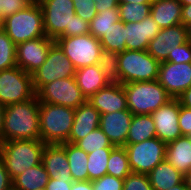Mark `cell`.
Returning <instances> with one entry per match:
<instances>
[{
	"mask_svg": "<svg viewBox=\"0 0 191 190\" xmlns=\"http://www.w3.org/2000/svg\"><path fill=\"white\" fill-rule=\"evenodd\" d=\"M111 62L112 81L129 82L155 81L160 62L147 50H124L116 54Z\"/></svg>",
	"mask_w": 191,
	"mask_h": 190,
	"instance_id": "1",
	"label": "cell"
},
{
	"mask_svg": "<svg viewBox=\"0 0 191 190\" xmlns=\"http://www.w3.org/2000/svg\"><path fill=\"white\" fill-rule=\"evenodd\" d=\"M40 139L39 101L35 95L28 101L5 106L3 141Z\"/></svg>",
	"mask_w": 191,
	"mask_h": 190,
	"instance_id": "2",
	"label": "cell"
},
{
	"mask_svg": "<svg viewBox=\"0 0 191 190\" xmlns=\"http://www.w3.org/2000/svg\"><path fill=\"white\" fill-rule=\"evenodd\" d=\"M45 146L41 139L3 141L0 144V157L11 179L13 180L26 169L42 163Z\"/></svg>",
	"mask_w": 191,
	"mask_h": 190,
	"instance_id": "3",
	"label": "cell"
},
{
	"mask_svg": "<svg viewBox=\"0 0 191 190\" xmlns=\"http://www.w3.org/2000/svg\"><path fill=\"white\" fill-rule=\"evenodd\" d=\"M75 109L39 102L40 139L45 144H63L68 141Z\"/></svg>",
	"mask_w": 191,
	"mask_h": 190,
	"instance_id": "4",
	"label": "cell"
},
{
	"mask_svg": "<svg viewBox=\"0 0 191 190\" xmlns=\"http://www.w3.org/2000/svg\"><path fill=\"white\" fill-rule=\"evenodd\" d=\"M127 108L133 115L152 114L172 99L157 81L129 82L122 84Z\"/></svg>",
	"mask_w": 191,
	"mask_h": 190,
	"instance_id": "5",
	"label": "cell"
},
{
	"mask_svg": "<svg viewBox=\"0 0 191 190\" xmlns=\"http://www.w3.org/2000/svg\"><path fill=\"white\" fill-rule=\"evenodd\" d=\"M3 31L16 45L45 37L43 13L38 1H34L23 10L4 18Z\"/></svg>",
	"mask_w": 191,
	"mask_h": 190,
	"instance_id": "6",
	"label": "cell"
},
{
	"mask_svg": "<svg viewBox=\"0 0 191 190\" xmlns=\"http://www.w3.org/2000/svg\"><path fill=\"white\" fill-rule=\"evenodd\" d=\"M55 43L76 69L101 63H111L105 56L100 40L90 33L72 37H59Z\"/></svg>",
	"mask_w": 191,
	"mask_h": 190,
	"instance_id": "7",
	"label": "cell"
},
{
	"mask_svg": "<svg viewBox=\"0 0 191 190\" xmlns=\"http://www.w3.org/2000/svg\"><path fill=\"white\" fill-rule=\"evenodd\" d=\"M35 95L32 74L18 66L0 71V103L3 106L28 101Z\"/></svg>",
	"mask_w": 191,
	"mask_h": 190,
	"instance_id": "8",
	"label": "cell"
},
{
	"mask_svg": "<svg viewBox=\"0 0 191 190\" xmlns=\"http://www.w3.org/2000/svg\"><path fill=\"white\" fill-rule=\"evenodd\" d=\"M76 70L61 48L54 43L45 62L32 73L33 89L36 93L42 86L55 80L75 77Z\"/></svg>",
	"mask_w": 191,
	"mask_h": 190,
	"instance_id": "9",
	"label": "cell"
},
{
	"mask_svg": "<svg viewBox=\"0 0 191 190\" xmlns=\"http://www.w3.org/2000/svg\"><path fill=\"white\" fill-rule=\"evenodd\" d=\"M43 13V27L46 37L54 41L63 37L64 30H71L75 14L72 0H37Z\"/></svg>",
	"mask_w": 191,
	"mask_h": 190,
	"instance_id": "10",
	"label": "cell"
},
{
	"mask_svg": "<svg viewBox=\"0 0 191 190\" xmlns=\"http://www.w3.org/2000/svg\"><path fill=\"white\" fill-rule=\"evenodd\" d=\"M166 145L157 137L140 143L126 144L124 148L132 172L148 174L157 164L165 160Z\"/></svg>",
	"mask_w": 191,
	"mask_h": 190,
	"instance_id": "11",
	"label": "cell"
},
{
	"mask_svg": "<svg viewBox=\"0 0 191 190\" xmlns=\"http://www.w3.org/2000/svg\"><path fill=\"white\" fill-rule=\"evenodd\" d=\"M36 96L39 102L62 105L76 109L86 101L75 77L55 80L42 86Z\"/></svg>",
	"mask_w": 191,
	"mask_h": 190,
	"instance_id": "12",
	"label": "cell"
},
{
	"mask_svg": "<svg viewBox=\"0 0 191 190\" xmlns=\"http://www.w3.org/2000/svg\"><path fill=\"white\" fill-rule=\"evenodd\" d=\"M55 43L48 37H39L16 45V65L32 74L46 60L50 47Z\"/></svg>",
	"mask_w": 191,
	"mask_h": 190,
	"instance_id": "13",
	"label": "cell"
},
{
	"mask_svg": "<svg viewBox=\"0 0 191 190\" xmlns=\"http://www.w3.org/2000/svg\"><path fill=\"white\" fill-rule=\"evenodd\" d=\"M157 81L172 98H177L191 87V63H160Z\"/></svg>",
	"mask_w": 191,
	"mask_h": 190,
	"instance_id": "14",
	"label": "cell"
},
{
	"mask_svg": "<svg viewBox=\"0 0 191 190\" xmlns=\"http://www.w3.org/2000/svg\"><path fill=\"white\" fill-rule=\"evenodd\" d=\"M187 27L183 24L161 29L155 38L149 41L147 52L157 61L164 62L169 53H173L177 46L188 42Z\"/></svg>",
	"mask_w": 191,
	"mask_h": 190,
	"instance_id": "15",
	"label": "cell"
},
{
	"mask_svg": "<svg viewBox=\"0 0 191 190\" xmlns=\"http://www.w3.org/2000/svg\"><path fill=\"white\" fill-rule=\"evenodd\" d=\"M179 112L180 103L177 98H172L151 114L155 123L156 137L166 144L182 137L178 120Z\"/></svg>",
	"mask_w": 191,
	"mask_h": 190,
	"instance_id": "16",
	"label": "cell"
},
{
	"mask_svg": "<svg viewBox=\"0 0 191 190\" xmlns=\"http://www.w3.org/2000/svg\"><path fill=\"white\" fill-rule=\"evenodd\" d=\"M75 80L85 99H89L100 89L112 82L111 63H101L78 68Z\"/></svg>",
	"mask_w": 191,
	"mask_h": 190,
	"instance_id": "17",
	"label": "cell"
},
{
	"mask_svg": "<svg viewBox=\"0 0 191 190\" xmlns=\"http://www.w3.org/2000/svg\"><path fill=\"white\" fill-rule=\"evenodd\" d=\"M133 114L128 110L101 114L100 128L114 146L126 145Z\"/></svg>",
	"mask_w": 191,
	"mask_h": 190,
	"instance_id": "18",
	"label": "cell"
},
{
	"mask_svg": "<svg viewBox=\"0 0 191 190\" xmlns=\"http://www.w3.org/2000/svg\"><path fill=\"white\" fill-rule=\"evenodd\" d=\"M87 101L95 107L100 114H107L126 110L127 100L123 85L112 81L106 87L100 89Z\"/></svg>",
	"mask_w": 191,
	"mask_h": 190,
	"instance_id": "19",
	"label": "cell"
},
{
	"mask_svg": "<svg viewBox=\"0 0 191 190\" xmlns=\"http://www.w3.org/2000/svg\"><path fill=\"white\" fill-rule=\"evenodd\" d=\"M125 25L126 50H147L149 41L161 30L151 15L141 22H129Z\"/></svg>",
	"mask_w": 191,
	"mask_h": 190,
	"instance_id": "20",
	"label": "cell"
},
{
	"mask_svg": "<svg viewBox=\"0 0 191 190\" xmlns=\"http://www.w3.org/2000/svg\"><path fill=\"white\" fill-rule=\"evenodd\" d=\"M100 112L87 100L75 109L74 121L67 143L75 144L100 126Z\"/></svg>",
	"mask_w": 191,
	"mask_h": 190,
	"instance_id": "21",
	"label": "cell"
},
{
	"mask_svg": "<svg viewBox=\"0 0 191 190\" xmlns=\"http://www.w3.org/2000/svg\"><path fill=\"white\" fill-rule=\"evenodd\" d=\"M42 163L52 179H73L63 144H46Z\"/></svg>",
	"mask_w": 191,
	"mask_h": 190,
	"instance_id": "22",
	"label": "cell"
},
{
	"mask_svg": "<svg viewBox=\"0 0 191 190\" xmlns=\"http://www.w3.org/2000/svg\"><path fill=\"white\" fill-rule=\"evenodd\" d=\"M182 4L178 0H154L150 15L161 29L182 24Z\"/></svg>",
	"mask_w": 191,
	"mask_h": 190,
	"instance_id": "23",
	"label": "cell"
},
{
	"mask_svg": "<svg viewBox=\"0 0 191 190\" xmlns=\"http://www.w3.org/2000/svg\"><path fill=\"white\" fill-rule=\"evenodd\" d=\"M165 159L183 175L191 170V139L182 136L166 145Z\"/></svg>",
	"mask_w": 191,
	"mask_h": 190,
	"instance_id": "24",
	"label": "cell"
},
{
	"mask_svg": "<svg viewBox=\"0 0 191 190\" xmlns=\"http://www.w3.org/2000/svg\"><path fill=\"white\" fill-rule=\"evenodd\" d=\"M147 176L153 190H167L184 180V175L166 159L157 164Z\"/></svg>",
	"mask_w": 191,
	"mask_h": 190,
	"instance_id": "25",
	"label": "cell"
},
{
	"mask_svg": "<svg viewBox=\"0 0 191 190\" xmlns=\"http://www.w3.org/2000/svg\"><path fill=\"white\" fill-rule=\"evenodd\" d=\"M49 176L43 163L26 169L12 180V186L18 190H36L46 188Z\"/></svg>",
	"mask_w": 191,
	"mask_h": 190,
	"instance_id": "26",
	"label": "cell"
},
{
	"mask_svg": "<svg viewBox=\"0 0 191 190\" xmlns=\"http://www.w3.org/2000/svg\"><path fill=\"white\" fill-rule=\"evenodd\" d=\"M154 137L156 128L151 114L133 115L126 144L140 143Z\"/></svg>",
	"mask_w": 191,
	"mask_h": 190,
	"instance_id": "27",
	"label": "cell"
},
{
	"mask_svg": "<svg viewBox=\"0 0 191 190\" xmlns=\"http://www.w3.org/2000/svg\"><path fill=\"white\" fill-rule=\"evenodd\" d=\"M105 56L110 60L116 54L126 50L125 25L120 20L113 24L100 39Z\"/></svg>",
	"mask_w": 191,
	"mask_h": 190,
	"instance_id": "28",
	"label": "cell"
},
{
	"mask_svg": "<svg viewBox=\"0 0 191 190\" xmlns=\"http://www.w3.org/2000/svg\"><path fill=\"white\" fill-rule=\"evenodd\" d=\"M68 166L74 181H88L87 170L88 154L73 143H64Z\"/></svg>",
	"mask_w": 191,
	"mask_h": 190,
	"instance_id": "29",
	"label": "cell"
},
{
	"mask_svg": "<svg viewBox=\"0 0 191 190\" xmlns=\"http://www.w3.org/2000/svg\"><path fill=\"white\" fill-rule=\"evenodd\" d=\"M118 21H120L119 8L105 9L97 13L89 22V33L100 40L113 27V24Z\"/></svg>",
	"mask_w": 191,
	"mask_h": 190,
	"instance_id": "30",
	"label": "cell"
},
{
	"mask_svg": "<svg viewBox=\"0 0 191 190\" xmlns=\"http://www.w3.org/2000/svg\"><path fill=\"white\" fill-rule=\"evenodd\" d=\"M130 173H132V170L126 149L121 146H116L111 151L107 162V174L125 179Z\"/></svg>",
	"mask_w": 191,
	"mask_h": 190,
	"instance_id": "31",
	"label": "cell"
},
{
	"mask_svg": "<svg viewBox=\"0 0 191 190\" xmlns=\"http://www.w3.org/2000/svg\"><path fill=\"white\" fill-rule=\"evenodd\" d=\"M114 148H101L88 154L87 170L89 180L94 181L107 174V162Z\"/></svg>",
	"mask_w": 191,
	"mask_h": 190,
	"instance_id": "32",
	"label": "cell"
},
{
	"mask_svg": "<svg viewBox=\"0 0 191 190\" xmlns=\"http://www.w3.org/2000/svg\"><path fill=\"white\" fill-rule=\"evenodd\" d=\"M75 145L84 150L87 154L100 150L101 148L116 147L112 145L100 127H97L92 132L88 133L84 138L78 140Z\"/></svg>",
	"mask_w": 191,
	"mask_h": 190,
	"instance_id": "33",
	"label": "cell"
},
{
	"mask_svg": "<svg viewBox=\"0 0 191 190\" xmlns=\"http://www.w3.org/2000/svg\"><path fill=\"white\" fill-rule=\"evenodd\" d=\"M119 16L123 23L141 22L150 15L151 3H119Z\"/></svg>",
	"mask_w": 191,
	"mask_h": 190,
	"instance_id": "34",
	"label": "cell"
},
{
	"mask_svg": "<svg viewBox=\"0 0 191 190\" xmlns=\"http://www.w3.org/2000/svg\"><path fill=\"white\" fill-rule=\"evenodd\" d=\"M16 44L4 32H0V71L15 67Z\"/></svg>",
	"mask_w": 191,
	"mask_h": 190,
	"instance_id": "35",
	"label": "cell"
},
{
	"mask_svg": "<svg viewBox=\"0 0 191 190\" xmlns=\"http://www.w3.org/2000/svg\"><path fill=\"white\" fill-rule=\"evenodd\" d=\"M123 190H153L147 174L130 173L123 183Z\"/></svg>",
	"mask_w": 191,
	"mask_h": 190,
	"instance_id": "36",
	"label": "cell"
},
{
	"mask_svg": "<svg viewBox=\"0 0 191 190\" xmlns=\"http://www.w3.org/2000/svg\"><path fill=\"white\" fill-rule=\"evenodd\" d=\"M75 14L90 22L97 14L94 0H72Z\"/></svg>",
	"mask_w": 191,
	"mask_h": 190,
	"instance_id": "37",
	"label": "cell"
},
{
	"mask_svg": "<svg viewBox=\"0 0 191 190\" xmlns=\"http://www.w3.org/2000/svg\"><path fill=\"white\" fill-rule=\"evenodd\" d=\"M124 179L112 175H104L92 181L93 190H123Z\"/></svg>",
	"mask_w": 191,
	"mask_h": 190,
	"instance_id": "38",
	"label": "cell"
},
{
	"mask_svg": "<svg viewBox=\"0 0 191 190\" xmlns=\"http://www.w3.org/2000/svg\"><path fill=\"white\" fill-rule=\"evenodd\" d=\"M171 63H191V41L177 46L173 53H169L168 59Z\"/></svg>",
	"mask_w": 191,
	"mask_h": 190,
	"instance_id": "39",
	"label": "cell"
},
{
	"mask_svg": "<svg viewBox=\"0 0 191 190\" xmlns=\"http://www.w3.org/2000/svg\"><path fill=\"white\" fill-rule=\"evenodd\" d=\"M89 22L74 14L71 30H64L63 37H72L89 34Z\"/></svg>",
	"mask_w": 191,
	"mask_h": 190,
	"instance_id": "40",
	"label": "cell"
},
{
	"mask_svg": "<svg viewBox=\"0 0 191 190\" xmlns=\"http://www.w3.org/2000/svg\"><path fill=\"white\" fill-rule=\"evenodd\" d=\"M31 0H3L2 20L31 4Z\"/></svg>",
	"mask_w": 191,
	"mask_h": 190,
	"instance_id": "41",
	"label": "cell"
},
{
	"mask_svg": "<svg viewBox=\"0 0 191 190\" xmlns=\"http://www.w3.org/2000/svg\"><path fill=\"white\" fill-rule=\"evenodd\" d=\"M178 120L182 136H188L191 133V108L180 105Z\"/></svg>",
	"mask_w": 191,
	"mask_h": 190,
	"instance_id": "42",
	"label": "cell"
},
{
	"mask_svg": "<svg viewBox=\"0 0 191 190\" xmlns=\"http://www.w3.org/2000/svg\"><path fill=\"white\" fill-rule=\"evenodd\" d=\"M73 179H52L49 178L46 190H71Z\"/></svg>",
	"mask_w": 191,
	"mask_h": 190,
	"instance_id": "43",
	"label": "cell"
},
{
	"mask_svg": "<svg viewBox=\"0 0 191 190\" xmlns=\"http://www.w3.org/2000/svg\"><path fill=\"white\" fill-rule=\"evenodd\" d=\"M12 187V179L6 170L3 159L0 157V190H8Z\"/></svg>",
	"mask_w": 191,
	"mask_h": 190,
	"instance_id": "44",
	"label": "cell"
},
{
	"mask_svg": "<svg viewBox=\"0 0 191 190\" xmlns=\"http://www.w3.org/2000/svg\"><path fill=\"white\" fill-rule=\"evenodd\" d=\"M95 1V8L97 13L109 9V8H119L118 0H94Z\"/></svg>",
	"mask_w": 191,
	"mask_h": 190,
	"instance_id": "45",
	"label": "cell"
},
{
	"mask_svg": "<svg viewBox=\"0 0 191 190\" xmlns=\"http://www.w3.org/2000/svg\"><path fill=\"white\" fill-rule=\"evenodd\" d=\"M177 100L181 106L191 108V87L186 89L180 96H178Z\"/></svg>",
	"mask_w": 191,
	"mask_h": 190,
	"instance_id": "46",
	"label": "cell"
},
{
	"mask_svg": "<svg viewBox=\"0 0 191 190\" xmlns=\"http://www.w3.org/2000/svg\"><path fill=\"white\" fill-rule=\"evenodd\" d=\"M181 20L184 26L191 23V4L182 6Z\"/></svg>",
	"mask_w": 191,
	"mask_h": 190,
	"instance_id": "47",
	"label": "cell"
},
{
	"mask_svg": "<svg viewBox=\"0 0 191 190\" xmlns=\"http://www.w3.org/2000/svg\"><path fill=\"white\" fill-rule=\"evenodd\" d=\"M71 190H93L92 181H74Z\"/></svg>",
	"mask_w": 191,
	"mask_h": 190,
	"instance_id": "48",
	"label": "cell"
},
{
	"mask_svg": "<svg viewBox=\"0 0 191 190\" xmlns=\"http://www.w3.org/2000/svg\"><path fill=\"white\" fill-rule=\"evenodd\" d=\"M5 114V106L0 103V144L3 142V120Z\"/></svg>",
	"mask_w": 191,
	"mask_h": 190,
	"instance_id": "49",
	"label": "cell"
},
{
	"mask_svg": "<svg viewBox=\"0 0 191 190\" xmlns=\"http://www.w3.org/2000/svg\"><path fill=\"white\" fill-rule=\"evenodd\" d=\"M154 0H118L119 3H152Z\"/></svg>",
	"mask_w": 191,
	"mask_h": 190,
	"instance_id": "50",
	"label": "cell"
},
{
	"mask_svg": "<svg viewBox=\"0 0 191 190\" xmlns=\"http://www.w3.org/2000/svg\"><path fill=\"white\" fill-rule=\"evenodd\" d=\"M167 190H189V189L187 188V185H186L185 181L183 180L181 183H179Z\"/></svg>",
	"mask_w": 191,
	"mask_h": 190,
	"instance_id": "51",
	"label": "cell"
},
{
	"mask_svg": "<svg viewBox=\"0 0 191 190\" xmlns=\"http://www.w3.org/2000/svg\"><path fill=\"white\" fill-rule=\"evenodd\" d=\"M184 181L187 185V188L191 190V170L184 175Z\"/></svg>",
	"mask_w": 191,
	"mask_h": 190,
	"instance_id": "52",
	"label": "cell"
},
{
	"mask_svg": "<svg viewBox=\"0 0 191 190\" xmlns=\"http://www.w3.org/2000/svg\"><path fill=\"white\" fill-rule=\"evenodd\" d=\"M186 27H187L188 39L191 41V23L188 24Z\"/></svg>",
	"mask_w": 191,
	"mask_h": 190,
	"instance_id": "53",
	"label": "cell"
},
{
	"mask_svg": "<svg viewBox=\"0 0 191 190\" xmlns=\"http://www.w3.org/2000/svg\"><path fill=\"white\" fill-rule=\"evenodd\" d=\"M178 1L182 4V6L191 4V0H178Z\"/></svg>",
	"mask_w": 191,
	"mask_h": 190,
	"instance_id": "54",
	"label": "cell"
},
{
	"mask_svg": "<svg viewBox=\"0 0 191 190\" xmlns=\"http://www.w3.org/2000/svg\"><path fill=\"white\" fill-rule=\"evenodd\" d=\"M2 7H3V0H0V19L2 20Z\"/></svg>",
	"mask_w": 191,
	"mask_h": 190,
	"instance_id": "55",
	"label": "cell"
},
{
	"mask_svg": "<svg viewBox=\"0 0 191 190\" xmlns=\"http://www.w3.org/2000/svg\"><path fill=\"white\" fill-rule=\"evenodd\" d=\"M3 31V20L0 19V32Z\"/></svg>",
	"mask_w": 191,
	"mask_h": 190,
	"instance_id": "56",
	"label": "cell"
},
{
	"mask_svg": "<svg viewBox=\"0 0 191 190\" xmlns=\"http://www.w3.org/2000/svg\"><path fill=\"white\" fill-rule=\"evenodd\" d=\"M8 190H18V189L14 188V187L12 186V187H10Z\"/></svg>",
	"mask_w": 191,
	"mask_h": 190,
	"instance_id": "57",
	"label": "cell"
}]
</instances>
